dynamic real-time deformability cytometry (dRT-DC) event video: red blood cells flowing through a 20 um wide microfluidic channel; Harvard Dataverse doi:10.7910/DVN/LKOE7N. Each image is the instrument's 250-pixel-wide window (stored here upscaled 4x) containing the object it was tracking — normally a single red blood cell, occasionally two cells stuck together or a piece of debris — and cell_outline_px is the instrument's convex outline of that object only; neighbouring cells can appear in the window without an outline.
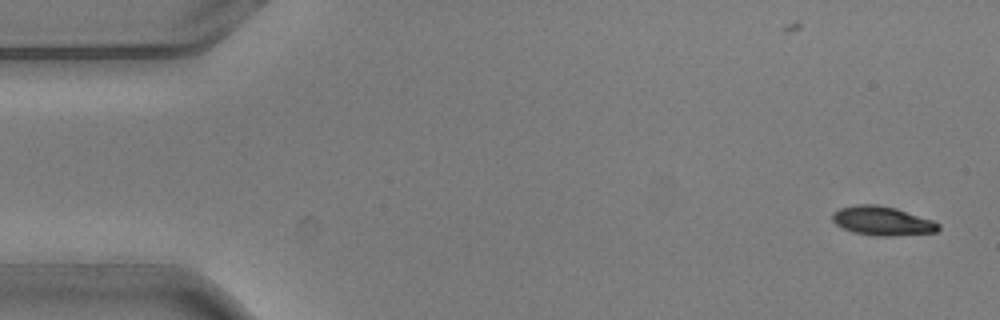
{"species": "common noctule bat (a hibernating species)", "species_latin": "Nyctalus noctula", "temperature_condition": "warm", "stored_images_in_passage": 2, "camera_frame_rate_fps": 3000, "um_per_image_px": 0.085, "animal": {"sex": "male", "body_mass_g": 20.5, "forearm_length_mm": 52.5}, "frame": {"image": 1, "passage_image": 2, "time_ms": 0.333, "image_size_px": [1000, 320], "cell_outline_px": [[940, 228], [936, 232], [892, 236], [876, 236], [852, 232], [836, 224], [832, 220], [832, 212], [840, 208], [856, 204], [876, 204], [896, 208], [932, 220], [940, 224]], "centroid_in_image_um": [74.98, 18.77], "position_along_channel_um": 10.0, "area_um2": 17.98}}